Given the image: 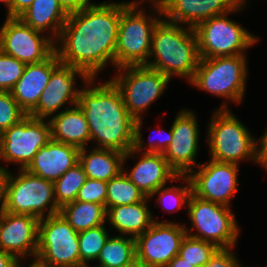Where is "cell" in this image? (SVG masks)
Instances as JSON below:
<instances>
[{
  "label": "cell",
  "mask_w": 267,
  "mask_h": 267,
  "mask_svg": "<svg viewBox=\"0 0 267 267\" xmlns=\"http://www.w3.org/2000/svg\"><path fill=\"white\" fill-rule=\"evenodd\" d=\"M147 197L122 171L107 182L106 210L119 205H131L144 201Z\"/></svg>",
  "instance_id": "cell-29"
},
{
  "label": "cell",
  "mask_w": 267,
  "mask_h": 267,
  "mask_svg": "<svg viewBox=\"0 0 267 267\" xmlns=\"http://www.w3.org/2000/svg\"><path fill=\"white\" fill-rule=\"evenodd\" d=\"M89 78L79 91L77 105L88 123L95 148L127 153L133 148L135 119L128 113L121 92L111 81L95 85ZM95 85V86H94Z\"/></svg>",
  "instance_id": "cell-2"
},
{
  "label": "cell",
  "mask_w": 267,
  "mask_h": 267,
  "mask_svg": "<svg viewBox=\"0 0 267 267\" xmlns=\"http://www.w3.org/2000/svg\"><path fill=\"white\" fill-rule=\"evenodd\" d=\"M26 64L0 51V91L10 92L23 75Z\"/></svg>",
  "instance_id": "cell-34"
},
{
  "label": "cell",
  "mask_w": 267,
  "mask_h": 267,
  "mask_svg": "<svg viewBox=\"0 0 267 267\" xmlns=\"http://www.w3.org/2000/svg\"><path fill=\"white\" fill-rule=\"evenodd\" d=\"M149 58L154 59L148 60L147 67L170 79L176 75L190 82L200 61L194 28L162 18L153 30Z\"/></svg>",
  "instance_id": "cell-3"
},
{
  "label": "cell",
  "mask_w": 267,
  "mask_h": 267,
  "mask_svg": "<svg viewBox=\"0 0 267 267\" xmlns=\"http://www.w3.org/2000/svg\"><path fill=\"white\" fill-rule=\"evenodd\" d=\"M51 140L49 120L26 115L0 134V161L26 169L39 149Z\"/></svg>",
  "instance_id": "cell-12"
},
{
  "label": "cell",
  "mask_w": 267,
  "mask_h": 267,
  "mask_svg": "<svg viewBox=\"0 0 267 267\" xmlns=\"http://www.w3.org/2000/svg\"><path fill=\"white\" fill-rule=\"evenodd\" d=\"M191 221L190 229L185 227L187 235L208 241L218 248L235 247L239 238V226L231 207L213 203L191 194L188 205ZM198 233H191L195 230Z\"/></svg>",
  "instance_id": "cell-9"
},
{
  "label": "cell",
  "mask_w": 267,
  "mask_h": 267,
  "mask_svg": "<svg viewBox=\"0 0 267 267\" xmlns=\"http://www.w3.org/2000/svg\"><path fill=\"white\" fill-rule=\"evenodd\" d=\"M232 250L233 247L218 248L203 267H242Z\"/></svg>",
  "instance_id": "cell-38"
},
{
  "label": "cell",
  "mask_w": 267,
  "mask_h": 267,
  "mask_svg": "<svg viewBox=\"0 0 267 267\" xmlns=\"http://www.w3.org/2000/svg\"><path fill=\"white\" fill-rule=\"evenodd\" d=\"M121 19V2H95L68 15L55 41L62 64L96 78L107 63L115 67V50Z\"/></svg>",
  "instance_id": "cell-1"
},
{
  "label": "cell",
  "mask_w": 267,
  "mask_h": 267,
  "mask_svg": "<svg viewBox=\"0 0 267 267\" xmlns=\"http://www.w3.org/2000/svg\"><path fill=\"white\" fill-rule=\"evenodd\" d=\"M243 0H164L163 18L171 23L195 28L199 23L232 12Z\"/></svg>",
  "instance_id": "cell-20"
},
{
  "label": "cell",
  "mask_w": 267,
  "mask_h": 267,
  "mask_svg": "<svg viewBox=\"0 0 267 267\" xmlns=\"http://www.w3.org/2000/svg\"><path fill=\"white\" fill-rule=\"evenodd\" d=\"M185 224L154 221L136 239V259L146 267H166L179 254L185 235Z\"/></svg>",
  "instance_id": "cell-14"
},
{
  "label": "cell",
  "mask_w": 267,
  "mask_h": 267,
  "mask_svg": "<svg viewBox=\"0 0 267 267\" xmlns=\"http://www.w3.org/2000/svg\"><path fill=\"white\" fill-rule=\"evenodd\" d=\"M87 149L79 150V163L87 178L108 182L123 171L124 153L95 147L90 152Z\"/></svg>",
  "instance_id": "cell-26"
},
{
  "label": "cell",
  "mask_w": 267,
  "mask_h": 267,
  "mask_svg": "<svg viewBox=\"0 0 267 267\" xmlns=\"http://www.w3.org/2000/svg\"><path fill=\"white\" fill-rule=\"evenodd\" d=\"M137 153L139 156L142 154L141 158L131 171L127 172L124 169L125 162L130 157L134 159V154ZM123 165L124 174L146 197H150L153 192L168 182L181 180V175L170 167L161 153H139L132 148L125 153Z\"/></svg>",
  "instance_id": "cell-19"
},
{
  "label": "cell",
  "mask_w": 267,
  "mask_h": 267,
  "mask_svg": "<svg viewBox=\"0 0 267 267\" xmlns=\"http://www.w3.org/2000/svg\"><path fill=\"white\" fill-rule=\"evenodd\" d=\"M33 29L43 32L50 30L51 38L58 39L68 14L63 10L58 0H34L33 3L19 16Z\"/></svg>",
  "instance_id": "cell-25"
},
{
  "label": "cell",
  "mask_w": 267,
  "mask_h": 267,
  "mask_svg": "<svg viewBox=\"0 0 267 267\" xmlns=\"http://www.w3.org/2000/svg\"><path fill=\"white\" fill-rule=\"evenodd\" d=\"M4 211L31 215L39 220L58 214L60 207L55 200L53 182L25 169H19L18 175L10 172L6 184Z\"/></svg>",
  "instance_id": "cell-8"
},
{
  "label": "cell",
  "mask_w": 267,
  "mask_h": 267,
  "mask_svg": "<svg viewBox=\"0 0 267 267\" xmlns=\"http://www.w3.org/2000/svg\"><path fill=\"white\" fill-rule=\"evenodd\" d=\"M150 1L160 5L164 0H150Z\"/></svg>",
  "instance_id": "cell-48"
},
{
  "label": "cell",
  "mask_w": 267,
  "mask_h": 267,
  "mask_svg": "<svg viewBox=\"0 0 267 267\" xmlns=\"http://www.w3.org/2000/svg\"><path fill=\"white\" fill-rule=\"evenodd\" d=\"M247 64L245 54L200 58L189 83L214 96L240 104L246 92Z\"/></svg>",
  "instance_id": "cell-6"
},
{
  "label": "cell",
  "mask_w": 267,
  "mask_h": 267,
  "mask_svg": "<svg viewBox=\"0 0 267 267\" xmlns=\"http://www.w3.org/2000/svg\"><path fill=\"white\" fill-rule=\"evenodd\" d=\"M60 63L57 53L54 52L42 62L26 65L23 75L10 92L27 115L37 106L52 71Z\"/></svg>",
  "instance_id": "cell-22"
},
{
  "label": "cell",
  "mask_w": 267,
  "mask_h": 267,
  "mask_svg": "<svg viewBox=\"0 0 267 267\" xmlns=\"http://www.w3.org/2000/svg\"><path fill=\"white\" fill-rule=\"evenodd\" d=\"M109 236L105 225L79 232L80 267H88L89 262L97 260Z\"/></svg>",
  "instance_id": "cell-31"
},
{
  "label": "cell",
  "mask_w": 267,
  "mask_h": 267,
  "mask_svg": "<svg viewBox=\"0 0 267 267\" xmlns=\"http://www.w3.org/2000/svg\"><path fill=\"white\" fill-rule=\"evenodd\" d=\"M181 179L185 181L183 186L165 187L161 186L149 198L159 195L156 199L162 205V211L173 212L182 209L183 206L188 205L189 198L192 194V183L188 175H181Z\"/></svg>",
  "instance_id": "cell-32"
},
{
  "label": "cell",
  "mask_w": 267,
  "mask_h": 267,
  "mask_svg": "<svg viewBox=\"0 0 267 267\" xmlns=\"http://www.w3.org/2000/svg\"><path fill=\"white\" fill-rule=\"evenodd\" d=\"M217 249L218 247L211 242L186 234L181 242L178 255L194 267H203Z\"/></svg>",
  "instance_id": "cell-33"
},
{
  "label": "cell",
  "mask_w": 267,
  "mask_h": 267,
  "mask_svg": "<svg viewBox=\"0 0 267 267\" xmlns=\"http://www.w3.org/2000/svg\"><path fill=\"white\" fill-rule=\"evenodd\" d=\"M209 162V163H208ZM188 175L192 193L198 198L231 207L230 202L238 191L239 165L210 159Z\"/></svg>",
  "instance_id": "cell-15"
},
{
  "label": "cell",
  "mask_w": 267,
  "mask_h": 267,
  "mask_svg": "<svg viewBox=\"0 0 267 267\" xmlns=\"http://www.w3.org/2000/svg\"><path fill=\"white\" fill-rule=\"evenodd\" d=\"M246 1L243 0L232 12L213 16L194 28L200 58L242 55L259 41L258 37L228 17L231 13L243 11Z\"/></svg>",
  "instance_id": "cell-7"
},
{
  "label": "cell",
  "mask_w": 267,
  "mask_h": 267,
  "mask_svg": "<svg viewBox=\"0 0 267 267\" xmlns=\"http://www.w3.org/2000/svg\"><path fill=\"white\" fill-rule=\"evenodd\" d=\"M107 182L87 178L78 191L76 201L91 202L104 205L106 208Z\"/></svg>",
  "instance_id": "cell-37"
},
{
  "label": "cell",
  "mask_w": 267,
  "mask_h": 267,
  "mask_svg": "<svg viewBox=\"0 0 267 267\" xmlns=\"http://www.w3.org/2000/svg\"><path fill=\"white\" fill-rule=\"evenodd\" d=\"M115 70L118 73L110 80L121 92L126 109L135 120L143 117L142 112L163 95L171 81L160 71L146 65Z\"/></svg>",
  "instance_id": "cell-11"
},
{
  "label": "cell",
  "mask_w": 267,
  "mask_h": 267,
  "mask_svg": "<svg viewBox=\"0 0 267 267\" xmlns=\"http://www.w3.org/2000/svg\"><path fill=\"white\" fill-rule=\"evenodd\" d=\"M59 213L77 232L104 225L107 221V210L98 203L75 200L63 205Z\"/></svg>",
  "instance_id": "cell-27"
},
{
  "label": "cell",
  "mask_w": 267,
  "mask_h": 267,
  "mask_svg": "<svg viewBox=\"0 0 267 267\" xmlns=\"http://www.w3.org/2000/svg\"><path fill=\"white\" fill-rule=\"evenodd\" d=\"M1 3H4L6 8H8L7 10H9L12 6V2L13 0H0Z\"/></svg>",
  "instance_id": "cell-47"
},
{
  "label": "cell",
  "mask_w": 267,
  "mask_h": 267,
  "mask_svg": "<svg viewBox=\"0 0 267 267\" xmlns=\"http://www.w3.org/2000/svg\"><path fill=\"white\" fill-rule=\"evenodd\" d=\"M10 171L6 167L0 166V213L4 210L6 184Z\"/></svg>",
  "instance_id": "cell-42"
},
{
  "label": "cell",
  "mask_w": 267,
  "mask_h": 267,
  "mask_svg": "<svg viewBox=\"0 0 267 267\" xmlns=\"http://www.w3.org/2000/svg\"><path fill=\"white\" fill-rule=\"evenodd\" d=\"M143 1L121 2V19L115 50L116 69L148 63L153 30L163 18V14L161 6L151 2L152 14L146 15L143 7L140 9Z\"/></svg>",
  "instance_id": "cell-4"
},
{
  "label": "cell",
  "mask_w": 267,
  "mask_h": 267,
  "mask_svg": "<svg viewBox=\"0 0 267 267\" xmlns=\"http://www.w3.org/2000/svg\"><path fill=\"white\" fill-rule=\"evenodd\" d=\"M265 131L260 140H255V163L260 164L267 172V129Z\"/></svg>",
  "instance_id": "cell-39"
},
{
  "label": "cell",
  "mask_w": 267,
  "mask_h": 267,
  "mask_svg": "<svg viewBox=\"0 0 267 267\" xmlns=\"http://www.w3.org/2000/svg\"><path fill=\"white\" fill-rule=\"evenodd\" d=\"M94 267H98V266H94ZM123 267H146V266L143 263H141L140 261H138L137 259H135L134 261H132L131 263H129L127 265H124Z\"/></svg>",
  "instance_id": "cell-45"
},
{
  "label": "cell",
  "mask_w": 267,
  "mask_h": 267,
  "mask_svg": "<svg viewBox=\"0 0 267 267\" xmlns=\"http://www.w3.org/2000/svg\"><path fill=\"white\" fill-rule=\"evenodd\" d=\"M0 51L26 65L39 63L55 52V40L25 24L19 17H7L0 28Z\"/></svg>",
  "instance_id": "cell-13"
},
{
  "label": "cell",
  "mask_w": 267,
  "mask_h": 267,
  "mask_svg": "<svg viewBox=\"0 0 267 267\" xmlns=\"http://www.w3.org/2000/svg\"><path fill=\"white\" fill-rule=\"evenodd\" d=\"M63 10L69 15L79 12L86 6L92 4L91 0H58Z\"/></svg>",
  "instance_id": "cell-40"
},
{
  "label": "cell",
  "mask_w": 267,
  "mask_h": 267,
  "mask_svg": "<svg viewBox=\"0 0 267 267\" xmlns=\"http://www.w3.org/2000/svg\"><path fill=\"white\" fill-rule=\"evenodd\" d=\"M34 0H13L11 8L7 11V17H19Z\"/></svg>",
  "instance_id": "cell-41"
},
{
  "label": "cell",
  "mask_w": 267,
  "mask_h": 267,
  "mask_svg": "<svg viewBox=\"0 0 267 267\" xmlns=\"http://www.w3.org/2000/svg\"><path fill=\"white\" fill-rule=\"evenodd\" d=\"M149 197L144 201L131 204L119 205L107 209V222L116 229L119 235L137 238L143 234L156 221L148 208Z\"/></svg>",
  "instance_id": "cell-24"
},
{
  "label": "cell",
  "mask_w": 267,
  "mask_h": 267,
  "mask_svg": "<svg viewBox=\"0 0 267 267\" xmlns=\"http://www.w3.org/2000/svg\"><path fill=\"white\" fill-rule=\"evenodd\" d=\"M166 267H194L190 263H188L185 259L181 256L176 255Z\"/></svg>",
  "instance_id": "cell-44"
},
{
  "label": "cell",
  "mask_w": 267,
  "mask_h": 267,
  "mask_svg": "<svg viewBox=\"0 0 267 267\" xmlns=\"http://www.w3.org/2000/svg\"><path fill=\"white\" fill-rule=\"evenodd\" d=\"M22 265H23V264H22V261H19L17 267H22ZM28 267H47V266H45V265L39 263V262L35 259L34 261H32L31 264H29Z\"/></svg>",
  "instance_id": "cell-46"
},
{
  "label": "cell",
  "mask_w": 267,
  "mask_h": 267,
  "mask_svg": "<svg viewBox=\"0 0 267 267\" xmlns=\"http://www.w3.org/2000/svg\"><path fill=\"white\" fill-rule=\"evenodd\" d=\"M213 114L207 126L208 136L206 137L210 159L238 165L242 160H251L255 163V140L257 139L229 110L227 103H222Z\"/></svg>",
  "instance_id": "cell-5"
},
{
  "label": "cell",
  "mask_w": 267,
  "mask_h": 267,
  "mask_svg": "<svg viewBox=\"0 0 267 267\" xmlns=\"http://www.w3.org/2000/svg\"><path fill=\"white\" fill-rule=\"evenodd\" d=\"M26 115L11 92L0 91V134L17 124Z\"/></svg>",
  "instance_id": "cell-36"
},
{
  "label": "cell",
  "mask_w": 267,
  "mask_h": 267,
  "mask_svg": "<svg viewBox=\"0 0 267 267\" xmlns=\"http://www.w3.org/2000/svg\"><path fill=\"white\" fill-rule=\"evenodd\" d=\"M136 259L135 238L109 236L96 261L98 267H123Z\"/></svg>",
  "instance_id": "cell-28"
},
{
  "label": "cell",
  "mask_w": 267,
  "mask_h": 267,
  "mask_svg": "<svg viewBox=\"0 0 267 267\" xmlns=\"http://www.w3.org/2000/svg\"><path fill=\"white\" fill-rule=\"evenodd\" d=\"M79 150L74 145L51 139L39 149L25 170L54 183L79 162Z\"/></svg>",
  "instance_id": "cell-21"
},
{
  "label": "cell",
  "mask_w": 267,
  "mask_h": 267,
  "mask_svg": "<svg viewBox=\"0 0 267 267\" xmlns=\"http://www.w3.org/2000/svg\"><path fill=\"white\" fill-rule=\"evenodd\" d=\"M49 120L51 127V139L70 144L81 148H86L90 143V132L87 120L78 105L65 107Z\"/></svg>",
  "instance_id": "cell-23"
},
{
  "label": "cell",
  "mask_w": 267,
  "mask_h": 267,
  "mask_svg": "<svg viewBox=\"0 0 267 267\" xmlns=\"http://www.w3.org/2000/svg\"><path fill=\"white\" fill-rule=\"evenodd\" d=\"M39 219L26 214L0 213V248L19 261L27 256L36 259Z\"/></svg>",
  "instance_id": "cell-18"
},
{
  "label": "cell",
  "mask_w": 267,
  "mask_h": 267,
  "mask_svg": "<svg viewBox=\"0 0 267 267\" xmlns=\"http://www.w3.org/2000/svg\"><path fill=\"white\" fill-rule=\"evenodd\" d=\"M87 179L83 166L78 162L64 173L54 184V196L57 205H63L76 200L78 191Z\"/></svg>",
  "instance_id": "cell-30"
},
{
  "label": "cell",
  "mask_w": 267,
  "mask_h": 267,
  "mask_svg": "<svg viewBox=\"0 0 267 267\" xmlns=\"http://www.w3.org/2000/svg\"><path fill=\"white\" fill-rule=\"evenodd\" d=\"M19 260L0 248V267H17Z\"/></svg>",
  "instance_id": "cell-43"
},
{
  "label": "cell",
  "mask_w": 267,
  "mask_h": 267,
  "mask_svg": "<svg viewBox=\"0 0 267 267\" xmlns=\"http://www.w3.org/2000/svg\"><path fill=\"white\" fill-rule=\"evenodd\" d=\"M198 126L196 114L189 109H182L171 126L172 142L163 156L178 175H189L193 166L201 164L195 161L199 150Z\"/></svg>",
  "instance_id": "cell-16"
},
{
  "label": "cell",
  "mask_w": 267,
  "mask_h": 267,
  "mask_svg": "<svg viewBox=\"0 0 267 267\" xmlns=\"http://www.w3.org/2000/svg\"><path fill=\"white\" fill-rule=\"evenodd\" d=\"M79 76L83 82L89 77L81 70L60 63L51 73V77L45 86L37 106L28 114L33 118L46 119L68 102L71 106L78 103L79 91L75 88V78ZM68 101V102H67Z\"/></svg>",
  "instance_id": "cell-17"
},
{
  "label": "cell",
  "mask_w": 267,
  "mask_h": 267,
  "mask_svg": "<svg viewBox=\"0 0 267 267\" xmlns=\"http://www.w3.org/2000/svg\"><path fill=\"white\" fill-rule=\"evenodd\" d=\"M78 234L60 213L40 219L36 260L47 267H80Z\"/></svg>",
  "instance_id": "cell-10"
},
{
  "label": "cell",
  "mask_w": 267,
  "mask_h": 267,
  "mask_svg": "<svg viewBox=\"0 0 267 267\" xmlns=\"http://www.w3.org/2000/svg\"><path fill=\"white\" fill-rule=\"evenodd\" d=\"M142 124H143V118L137 119L135 120V124H134V143H133V149L136 152L141 153L143 151V153H161L163 154L165 152V150L167 149V147L171 144L172 142V129L170 128L169 131L164 130V129H158V131L164 133L163 134V138L161 137V139L158 141L155 140L153 141L151 138L150 142L147 143L146 148L147 150L144 149L145 143L144 140L141 138V134H142ZM157 131V132H158ZM161 134V133H160ZM144 149V150H143Z\"/></svg>",
  "instance_id": "cell-35"
}]
</instances>
